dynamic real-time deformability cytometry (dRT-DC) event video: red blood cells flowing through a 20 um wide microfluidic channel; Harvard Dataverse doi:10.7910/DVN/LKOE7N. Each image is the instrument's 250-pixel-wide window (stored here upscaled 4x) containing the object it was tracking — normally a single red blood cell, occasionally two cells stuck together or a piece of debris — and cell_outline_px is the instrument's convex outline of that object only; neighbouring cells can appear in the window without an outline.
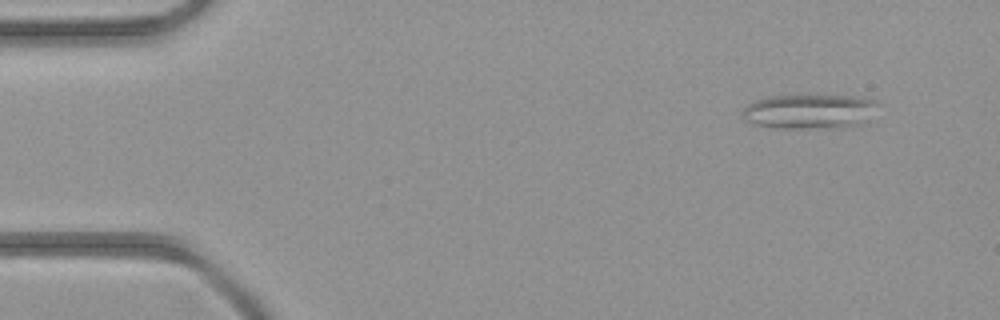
{"species": "common noctule bat (a hibernating species)", "species_latin": "Nyctalus noctula", "temperature_condition": "room temperature", "stored_images_in_passage": 5, "camera_frame_rate_fps": 3000, "um_per_image_px": 0.085, "animal": {"sex": "female", "body_mass_g": 21.9}, "frame": {"image": 1, "passage_image": 2, "time_ms": 1.0, "image_size_px": [1000, 320], "cell_outline_px": [[880, 104], [860, 124], [836, 128], [776, 128], [756, 124], [744, 120], [740, 116], [740, 112], [748, 104], [756, 100], [768, 96], [852, 96], [876, 100]], "centroid_in_image_um": [68.75, 9.48], "position_along_channel_um": 16.3, "area_um2": 27.17}}